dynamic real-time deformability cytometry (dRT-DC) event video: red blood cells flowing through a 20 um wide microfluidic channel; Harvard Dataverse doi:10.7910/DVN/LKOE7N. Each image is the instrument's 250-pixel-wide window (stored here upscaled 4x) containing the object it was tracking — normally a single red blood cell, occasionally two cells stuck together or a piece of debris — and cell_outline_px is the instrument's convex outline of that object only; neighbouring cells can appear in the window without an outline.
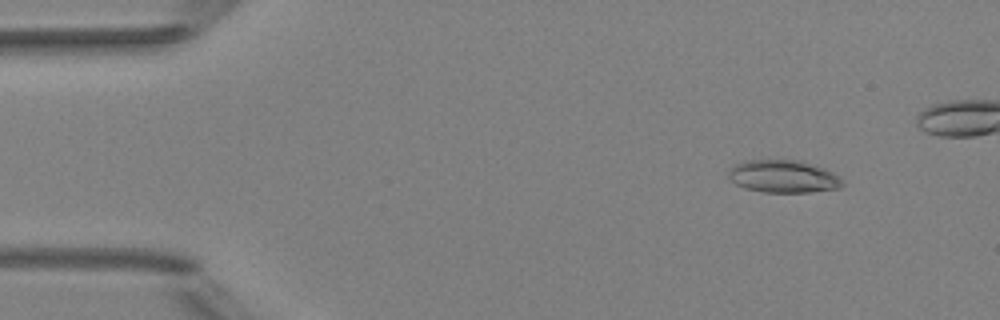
{"species": "Egyptian fruit bat (a non-hibernating species)", "species_latin": "Rousettus aegyptiacus", "temperature_condition": "room temperature", "stored_images_in_passage": 9, "camera_frame_rate_fps": 3000, "um_per_image_px": 0.085, "animal": {"sex": "female"}, "frame": {"image": 1, "passage_image": 2, "time_ms": 1.333, "image_size_px": [1000, 320], "cell_outline_px": [[844, 184], [840, 188], [812, 192], [764, 192], [744, 188], [736, 184], [728, 176], [728, 172], [736, 164], [744, 160], [800, 160], [816, 164], [840, 176]], "centroid_in_image_um": [66.62, 14.99], "position_along_channel_um": 18.4, "area_um2": 21.79}}
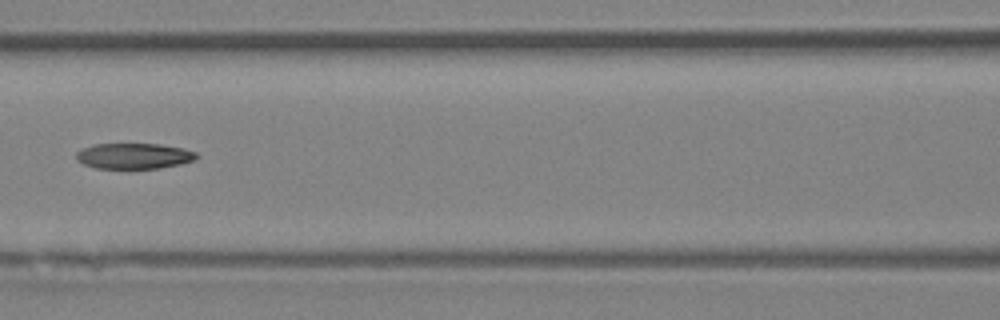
{"frame": {"image": 2, "passage_image": 7, "time_ms": 7.0, "image_size_px": [1000, 320], "cell_outline_px": [[200, 156], [196, 160], [180, 164], [160, 168], [96, 168], [84, 164], [76, 160], [76, 152], [92, 144], [160, 144], [184, 148], [196, 152]], "centroid_in_image_um": [11.42, 13.25], "position_along_channel_um": 155.2, "area_um2": 18.09}}
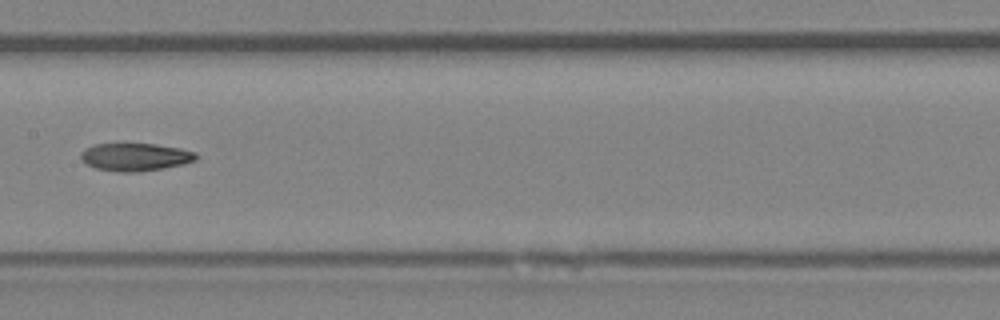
{"frame": {"image": 3, "passage_image": 8, "time_ms": 8.0, "image_size_px": [1000, 320], "cell_outline_px": [[196, 160], [184, 164], [164, 168], [136, 172], [120, 172], [96, 168], [88, 164], [80, 156], [80, 152], [84, 148], [96, 144], [156, 144], [180, 148], [196, 152]], "centroid_in_image_um": [11.51, 13.34], "position_along_channel_um": 195.9, "area_um2": 18.55}}